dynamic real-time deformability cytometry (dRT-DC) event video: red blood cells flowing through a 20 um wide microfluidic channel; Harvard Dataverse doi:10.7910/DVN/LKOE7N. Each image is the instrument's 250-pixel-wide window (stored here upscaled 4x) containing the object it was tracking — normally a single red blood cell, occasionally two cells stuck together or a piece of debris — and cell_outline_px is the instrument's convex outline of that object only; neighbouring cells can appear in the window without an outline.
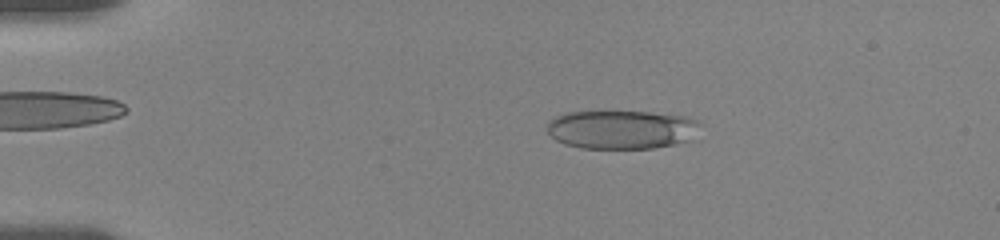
{"species": "human", "species_latin": "Homo sapiens", "temperature_condition": "room temperature", "stored_images_in_passage": 54, "camera_frame_rate_fps": 3000, "um_per_image_px": 0.085, "donor": {"sex": "female"}, "frame": {"image": 1, "passage_image": 10, "time_ms": 3.0, "image_size_px": [1000, 240], "cell_outline_px": [[700, 124], [692, 140], [652, 148], [580, 148], [564, 144], [556, 140], [548, 132], [548, 120], [556, 116], [568, 112], [648, 112], [684, 116], [696, 120]], "centroid_in_image_um": [52.82, 11.01], "position_along_channel_um": 32.2, "area_um2": 34.33}}
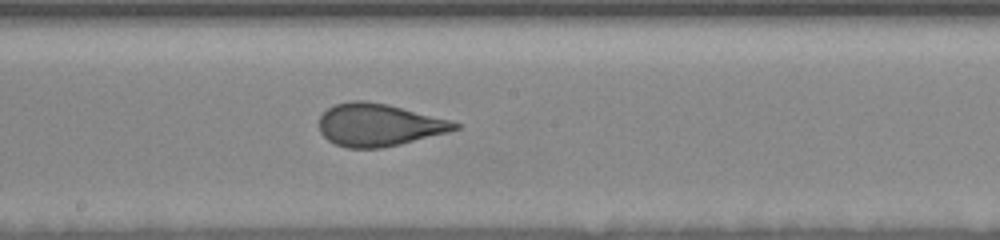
{"frame": {"image": 2, "passage_image": 30, "time_ms": 9.667, "image_size_px": [1000, 240], "cell_outline_px": [[460, 128], [448, 132], [400, 144], [380, 148], [348, 148], [336, 144], [328, 140], [320, 132], [320, 116], [328, 108], [336, 104], [352, 100], [364, 100], [388, 104], [452, 120], [460, 124]], "centroid_in_image_um": [32.21, 10.61], "position_along_channel_um": 216.0, "area_um2": 33.58}}
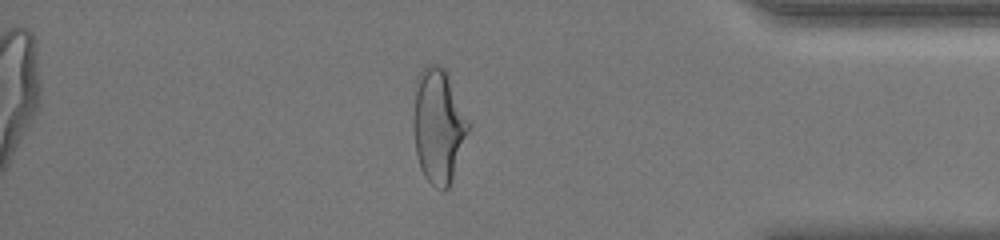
{"frame": {"image": 3, "passage_image": 47, "time_ms": 15.333, "image_size_px": [1000, 240], "cell_outline_px": [[472, 124], [452, 180], [448, 188], [444, 192], [436, 188], [424, 176], [420, 168], [416, 152], [412, 128], [412, 124], [416, 76], [428, 64], [436, 64], [444, 68]], "centroid_in_image_um": [37.27, 10.71], "position_along_channel_um": 397.9, "area_um2": 37.28}, "authors_computed_cell_mechanics": {"area_um2": 35.4892, "velocity_mm_per_s": 3.6243, "shape_relaxation_time_tau1_ms": 9.2264, "shape_relaxation_time_tau2_ms": 0.6733, "deformation_change_tau1": 0.2195, "deformation_change_tau2": 0.0793}}